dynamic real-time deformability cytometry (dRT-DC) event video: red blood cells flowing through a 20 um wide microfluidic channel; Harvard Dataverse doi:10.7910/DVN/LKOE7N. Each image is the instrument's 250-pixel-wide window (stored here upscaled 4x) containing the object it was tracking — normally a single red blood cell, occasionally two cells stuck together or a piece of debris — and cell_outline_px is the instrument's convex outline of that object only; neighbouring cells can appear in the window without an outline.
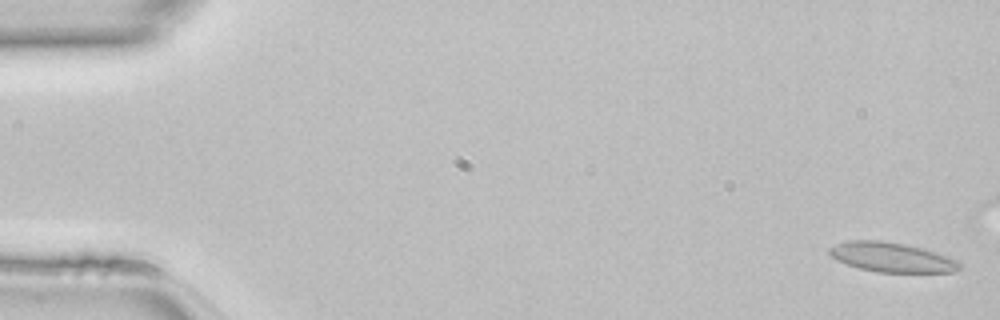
{"species": "common noctule bat (a hibernating species)", "species_latin": "Nyctalus noctula", "temperature_condition": "room temperature", "stored_images_in_passage": 12, "camera_frame_rate_fps": 3000, "um_per_image_px": 0.085, "animal": {"sex": "female", "body_mass_g": 22.7, "forearm_length_mm": 54.2}, "frame": {"image": 1, "passage_image": 1, "time_ms": 0.0, "image_size_px": [1000, 320], "cell_outline_px": [[964, 264], [960, 268], [952, 272], [876, 272], [860, 268], [836, 260], [828, 252], [828, 248], [836, 244], [848, 240], [880, 240], [904, 244], [924, 248], [948, 256]], "centroid_in_image_um": [75.81, 21.86], "position_along_channel_um": 9.2, "area_um2": 22.48}}